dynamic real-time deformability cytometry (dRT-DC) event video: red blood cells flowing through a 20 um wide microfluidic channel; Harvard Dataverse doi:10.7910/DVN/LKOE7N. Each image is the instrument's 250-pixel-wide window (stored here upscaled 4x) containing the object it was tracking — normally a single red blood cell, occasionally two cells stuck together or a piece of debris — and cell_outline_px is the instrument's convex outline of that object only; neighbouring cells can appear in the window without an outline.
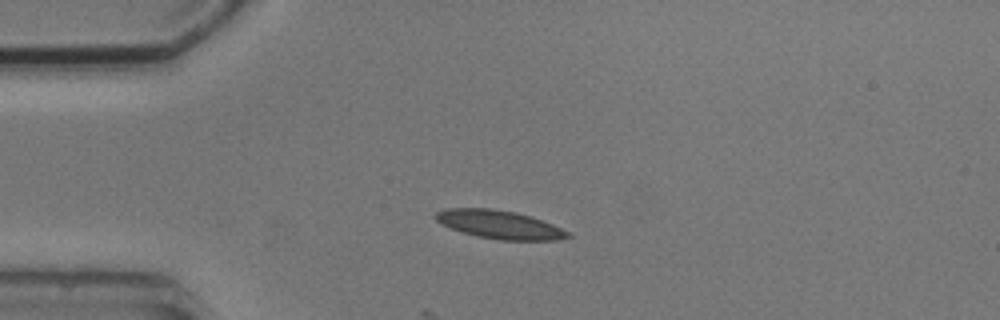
{"species": "common noctule bat (a hibernating species)", "species_latin": "Nyctalus noctula", "temperature_condition": "cold", "stored_images_in_passage": 3, "camera_frame_rate_fps": 3000, "um_per_image_px": 0.085, "animal": {"sex": "male", "body_mass_g": 20.5, "forearm_length_mm": 52.5}, "frame": {"image": 1, "passage_image": 1, "time_ms": 0.0, "image_size_px": [1000, 320], "cell_outline_px": [[572, 236], [556, 240], [500, 240], [476, 236], [452, 228], [436, 220], [432, 216], [436, 212], [448, 208], [492, 208], [516, 212], [552, 224], [568, 232]], "centroid_in_image_um": [42.43, 19.08], "position_along_channel_um": 42.6, "area_um2": 21.56}}